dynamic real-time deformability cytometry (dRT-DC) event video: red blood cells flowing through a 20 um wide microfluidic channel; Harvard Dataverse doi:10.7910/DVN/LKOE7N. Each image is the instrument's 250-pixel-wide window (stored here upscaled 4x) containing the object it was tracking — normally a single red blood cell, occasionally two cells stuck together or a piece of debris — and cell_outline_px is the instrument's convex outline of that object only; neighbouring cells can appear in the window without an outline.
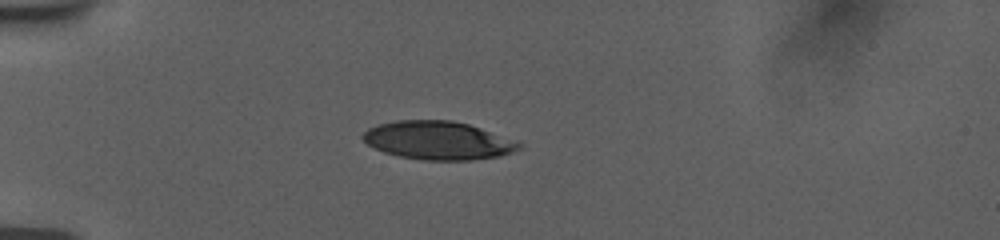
{"species": "human", "species_latin": "Homo sapiens", "temperature_condition": "room temperature", "stored_images_in_passage": 40, "camera_frame_rate_fps": 3000, "um_per_image_px": 0.085, "donor": {"sex": "female"}, "frame": {"image": 1, "passage_image": 1, "time_ms": 0.0, "image_size_px": [1000, 240], "cell_outline_px": [[524, 144], [520, 148], [512, 152], [500, 156], [472, 160], [424, 160], [400, 156], [384, 152], [368, 144], [360, 136], [368, 128], [380, 124], [396, 120], [452, 120], [468, 124], [480, 128]], "centroid_in_image_um": [37.22, 11.94], "position_along_channel_um": 47.8, "area_um2": 34.62}}
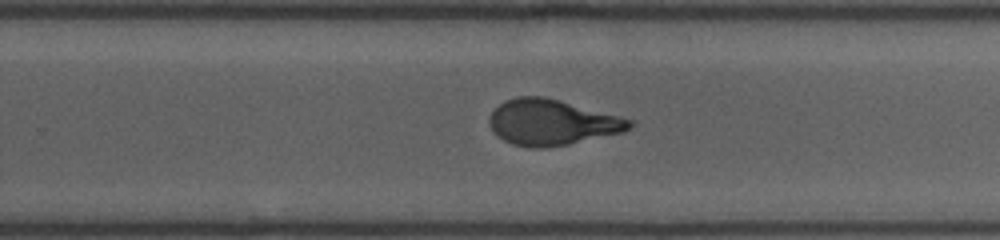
{"frame": {"image": 2, "passage_image": 22, "time_ms": 7.0, "image_size_px": [1000, 240], "cell_outline_px": [[636, 124], [624, 132], [568, 144], [544, 148], [532, 148], [512, 144], [496, 136], [488, 120], [492, 112], [504, 100], [516, 96], [544, 96], [560, 100], [620, 116], [632, 120]], "centroid_in_image_um": [46.91, 10.39], "position_along_channel_um": 282.9, "area_um2": 37.4}}
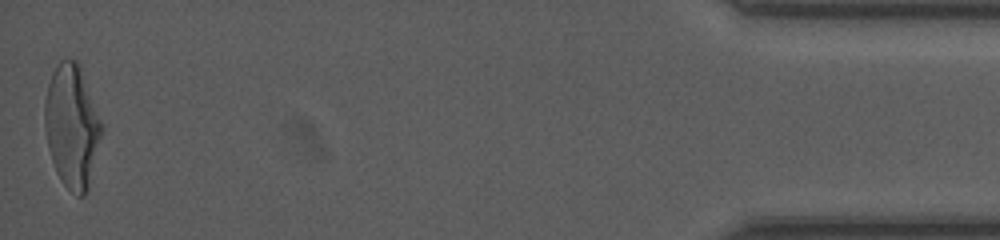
{"frame": {"image": 3, "passage_image": 40, "time_ms": 13.0, "image_size_px": [1000, 240], "cell_outline_px": [[104, 128], [88, 188], [84, 196], [80, 196], [68, 188], [60, 180], [56, 172], [52, 160], [44, 128], [44, 100], [48, 84], [52, 72], [60, 60], [76, 60], [80, 64]], "centroid_in_image_um": [6.12, 10.7], "position_along_channel_um": 429.1, "area_um2": 40.86}, "authors_computed_cell_mechanics": {"area_um2": 37.3388, "velocity_mm_per_s": 3.7781, "shape_relaxation_time_tau1_ms": 5.2344, "shape_relaxation_time_tau2_ms": 1.0642, "deformation_change_tau1": 0.2526, "deformation_change_tau2": 0.0904}}